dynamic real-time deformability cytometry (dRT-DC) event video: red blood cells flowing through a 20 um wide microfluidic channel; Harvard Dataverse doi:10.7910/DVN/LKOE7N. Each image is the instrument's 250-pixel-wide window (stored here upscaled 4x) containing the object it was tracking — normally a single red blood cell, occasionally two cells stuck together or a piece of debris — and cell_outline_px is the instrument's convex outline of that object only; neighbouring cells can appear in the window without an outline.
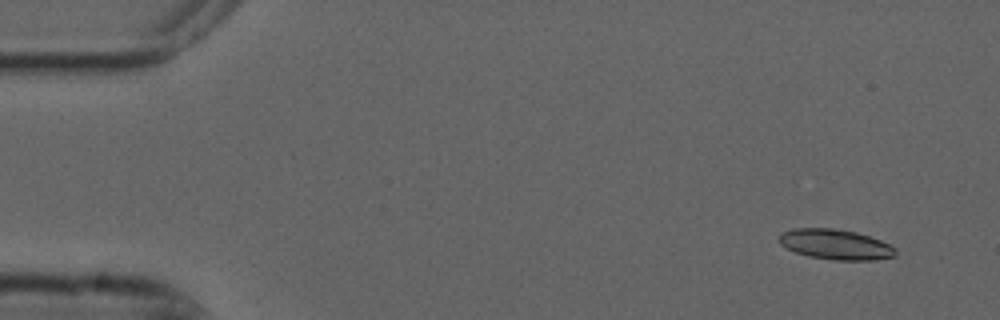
{"species": "common noctule bat (a hibernating species)", "species_latin": "Nyctalus noctula", "temperature_condition": "cold", "stored_images_in_passage": 4, "camera_frame_rate_fps": 3000, "um_per_image_px": 0.085, "animal": {"sex": "male", "forearm_length_mm": 52.5}, "frame": {"image": 1, "passage_image": 1, "time_ms": 0.0, "image_size_px": [1000, 320], "cell_outline_px": [[896, 256], [876, 260], [836, 260], [808, 256], [796, 252], [780, 244], [776, 240], [780, 232], [792, 228], [832, 228], [856, 232], [880, 240], [896, 248]], "centroid_in_image_um": [70.99, 20.77], "position_along_channel_um": 14.0, "area_um2": 20.63}}
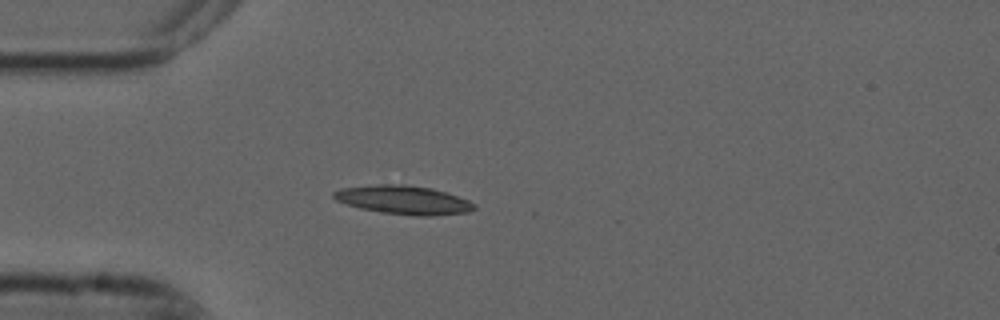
{"frame": {"image": 2, "passage_image": 4, "time_ms": 1.0, "image_size_px": [1000, 320], "cell_outline_px": [[476, 208], [468, 212], [432, 216], [416, 216], [380, 212], [360, 208], [336, 200], [332, 196], [332, 192], [340, 188], [376, 184], [408, 184], [432, 188], [468, 200], [476, 204]], "centroid_in_image_um": [34.29, 16.99], "position_along_channel_um": 50.7, "area_um2": 23.58}}